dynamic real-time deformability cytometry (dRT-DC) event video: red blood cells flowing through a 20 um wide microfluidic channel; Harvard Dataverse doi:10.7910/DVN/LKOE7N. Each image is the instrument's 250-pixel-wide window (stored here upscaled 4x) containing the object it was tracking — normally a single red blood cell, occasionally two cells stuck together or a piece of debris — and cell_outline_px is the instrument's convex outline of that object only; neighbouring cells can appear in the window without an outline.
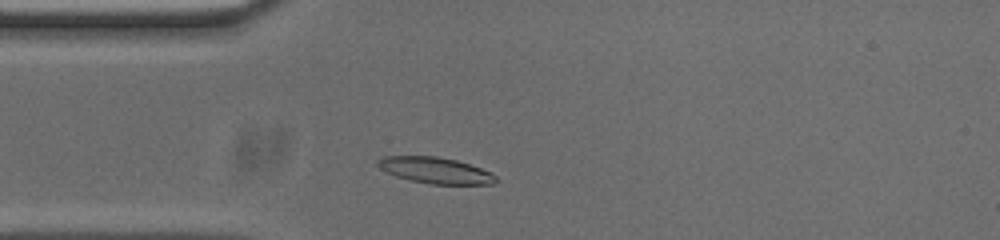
{"species": "common noctule bat (a hibernating species)", "species_latin": "Nyctalus noctula", "temperature_condition": "cold", "stored_images_in_passage": 36, "camera_frame_rate_fps": 3000, "um_per_image_px": 0.085, "animal": {"sex": "male", "body_mass_g": 20.0, "forearm_length_mm": 53.3}, "frame": {"image": 1, "passage_image": 5, "time_ms": 1.333, "image_size_px": [1000, 240], "cell_outline_px": [[500, 180], [492, 184], [432, 184], [412, 180], [396, 176], [380, 168], [376, 164], [376, 160], [384, 156], [436, 156], [456, 160], [492, 172]], "centroid_in_image_um": [37.03, 14.48], "position_along_channel_um": 48.0, "area_um2": 17.92}}
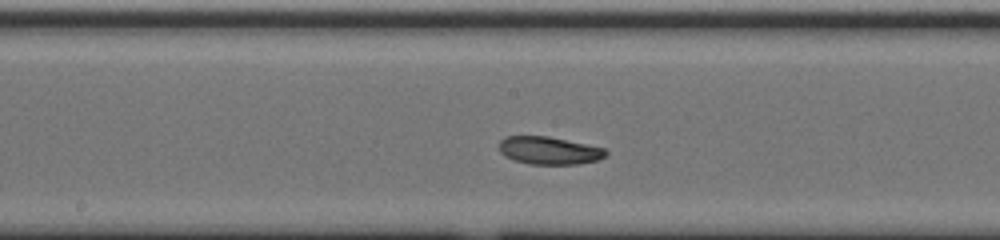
{"frame": {"image": 2, "passage_image": 18, "time_ms": 5.667, "image_size_px": [1000, 240], "cell_outline_px": [[608, 152], [600, 160], [576, 164], [528, 164], [512, 160], [504, 156], [500, 152], [500, 140], [504, 136], [548, 136], [604, 148]], "centroid_in_image_um": [46.64, 12.8], "position_along_channel_um": 201.6, "area_um2": 17.28}}
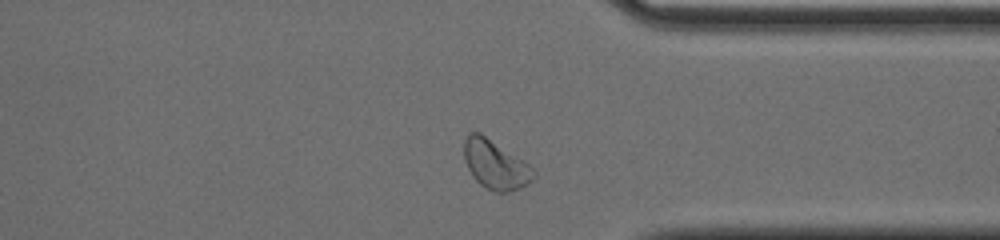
{"frame": {"image": 3, "passage_image": 32, "time_ms": 10.333, "image_size_px": [1000, 240], "cell_outline_px": [[536, 176], [528, 184], [520, 188], [508, 192], [496, 192], [484, 188], [472, 176], [464, 160], [464, 140], [468, 132], [480, 132], [524, 160], [536, 172]], "centroid_in_image_um": [42.1, 13.99], "position_along_channel_um": 369.3, "area_um2": 20.06}, "authors_computed_cell_mechanics": {"area_um2": 17.5712, "velocity_mm_per_s": 3.7018, "shape_relaxation_time_tau1_ms": 6.895, "shape_relaxation_time_tau2_ms": 5.533, "deformation_change_tau1": 0.1618, "deformation_change_tau2": 0.0935}}